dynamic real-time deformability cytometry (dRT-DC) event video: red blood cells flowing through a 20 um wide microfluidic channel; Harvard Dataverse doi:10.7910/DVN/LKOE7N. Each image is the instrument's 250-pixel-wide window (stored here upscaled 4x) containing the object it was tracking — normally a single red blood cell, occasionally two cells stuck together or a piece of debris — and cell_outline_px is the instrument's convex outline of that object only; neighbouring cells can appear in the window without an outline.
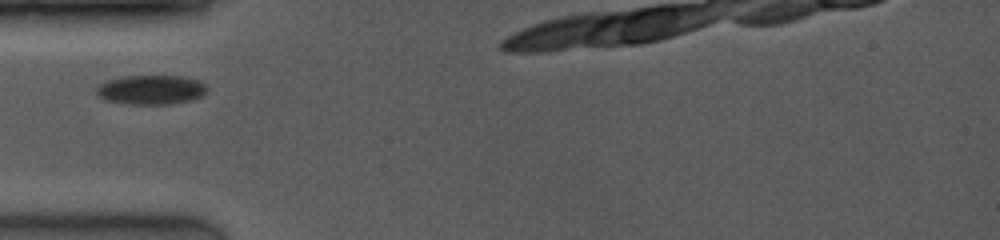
{"species": "common noctule bat (a hibernating species)", "species_latin": "Nyctalus noctula", "temperature_condition": "room temperature", "stored_images_in_passage": 16, "camera_frame_rate_fps": 4000, "um_per_image_px": 0.085, "animal": {"sex": "female", "body_mass_g": 19.0, "forearm_length_mm": 53.3}, "frame": {"image": 1, "passage_image": 1, "time_ms": 0.0, "image_size_px": [1000, 240], "cell_outline_px": [[208, 88], [200, 96], [188, 100], [172, 104], [128, 104], [108, 100], [100, 96], [96, 92], [96, 88], [100, 84], [108, 80], [128, 76], [180, 76], [196, 80], [204, 84]], "centroid_in_image_um": [12.83, 7.63], "position_along_channel_um": 72.2, "area_um2": 18.5}}
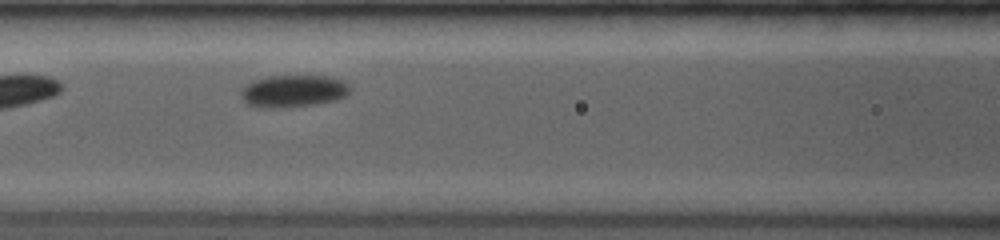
{"frame": {"image": 2, "passage_image": 9, "time_ms": 1.75, "image_size_px": [1000, 240], "cell_outline_px": [[348, 92], [344, 96], [336, 100], [316, 104], [288, 108], [260, 108], [248, 104], [240, 96], [244, 88], [248, 84], [256, 80], [272, 76], [324, 76], [340, 80], [348, 88]], "centroid_in_image_um": [24.89, 7.77], "position_along_channel_um": 141.7, "area_um2": 20.06}}
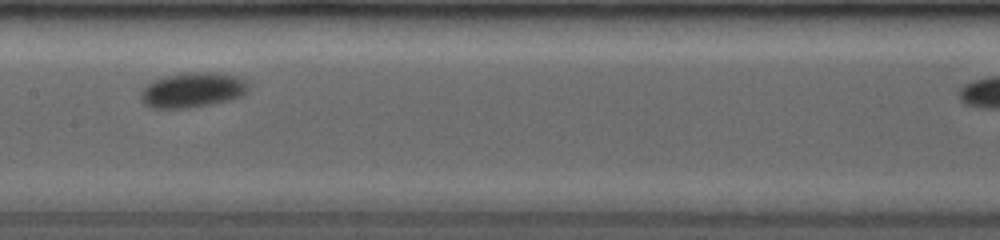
{"frame": {"image": 3, "passage_image": 15, "time_ms": 3.0, "image_size_px": [1000, 240], "cell_outline_px": [[248, 88], [240, 96], [228, 100], [212, 104], [188, 108], [148, 108], [140, 100], [140, 96], [144, 88], [148, 84], [156, 80], [168, 76], [232, 76], [240, 80]], "centroid_in_image_um": [16.23, 7.77], "position_along_channel_um": 191.2, "area_um2": 20.06}}